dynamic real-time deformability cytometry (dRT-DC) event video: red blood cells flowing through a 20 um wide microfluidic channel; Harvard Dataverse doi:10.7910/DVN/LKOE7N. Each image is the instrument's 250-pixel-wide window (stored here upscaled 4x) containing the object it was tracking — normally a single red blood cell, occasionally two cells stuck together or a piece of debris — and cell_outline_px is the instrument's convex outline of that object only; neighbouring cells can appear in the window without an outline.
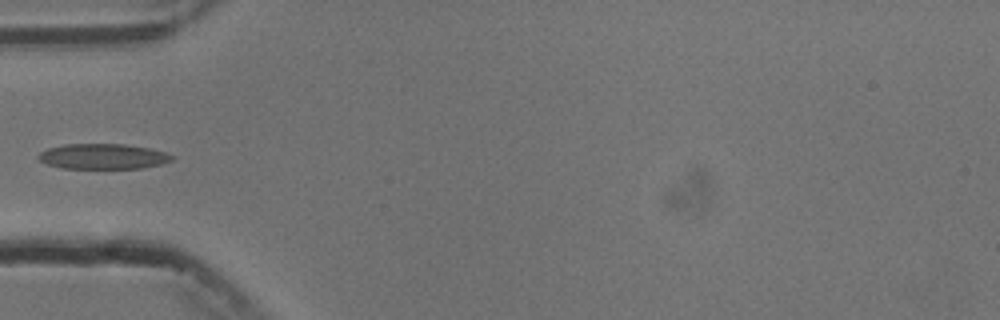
{"species": "common noctule bat (a hibernating species)", "species_latin": "Nyctalus noctula", "temperature_condition": "cold", "stored_images_in_passage": 4, "camera_frame_rate_fps": 3000, "um_per_image_px": 0.085, "animal": {"sex": "male", "body_mass_g": 13.3}, "frame": {"image": 1, "passage_image": 3, "time_ms": 2.333, "image_size_px": [1000, 320], "cell_outline_px": [[172, 160], [160, 164], [140, 168], [60, 168], [48, 164], [40, 160], [36, 156], [40, 152], [48, 148], [64, 144], [124, 144], [148, 148], [164, 152], [172, 156]], "centroid_in_image_um": [8.7, 13.29], "position_along_channel_um": 76.3, "area_um2": 19.48}}
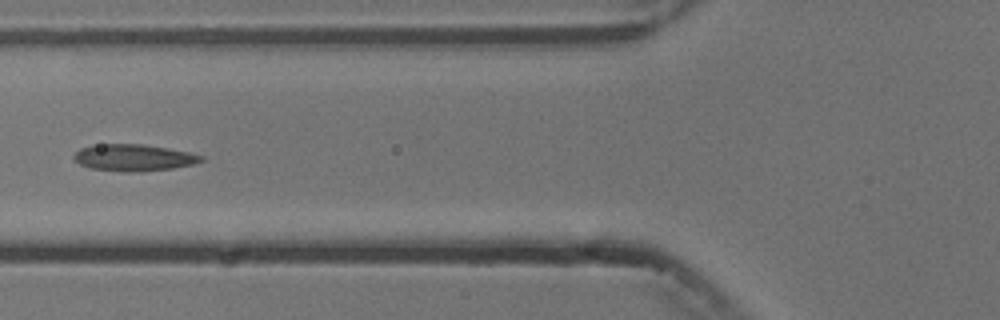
{"frame": {"image": 2, "passage_image": 4, "time_ms": 3.333, "image_size_px": [1000, 320], "cell_outline_px": [[204, 160], [192, 164], [172, 168], [140, 172], [124, 172], [88, 168], [72, 160], [72, 156], [80, 148], [100, 144], [140, 144], [168, 148], [188, 152], [204, 156]], "centroid_in_image_um": [11.32, 13.41], "position_along_channel_um": 114.5, "area_um2": 19.88}}